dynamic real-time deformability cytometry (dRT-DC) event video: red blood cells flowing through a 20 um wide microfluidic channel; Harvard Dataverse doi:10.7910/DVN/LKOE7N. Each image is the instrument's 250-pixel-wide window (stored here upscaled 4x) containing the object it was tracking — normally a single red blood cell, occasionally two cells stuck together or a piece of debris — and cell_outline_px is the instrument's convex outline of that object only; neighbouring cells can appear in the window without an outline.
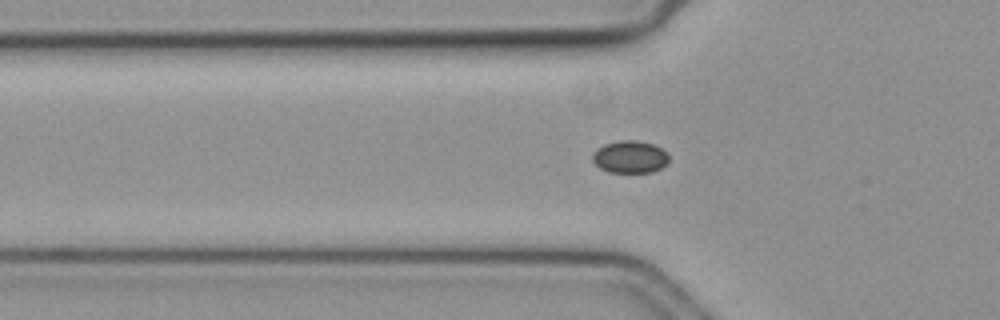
{"species": "common noctule bat (a hibernating species)", "species_latin": "Nyctalus noctula", "temperature_condition": "cold", "stored_images_in_passage": 43, "segment_of_instrument_passage": [1, 2], "camera_frame_rate_fps": 3000, "um_per_image_px": 0.085, "animal": {"sex": "female", "body_mass_g": 19.3, "forearm_length_mm": 54.1}, "frame": {"image": 1, "passage_image": 3, "time_ms": 0.667, "image_size_px": [1000, 320], "cell_outline_px": [[668, 164], [652, 172], [608, 172], [600, 168], [592, 160], [592, 152], [596, 148], [604, 144], [620, 140], [636, 140], [652, 144], [660, 148], [668, 156]], "centroid_in_image_um": [53.51, 13.33], "position_along_channel_um": 72.3, "area_um2": 14.39}}
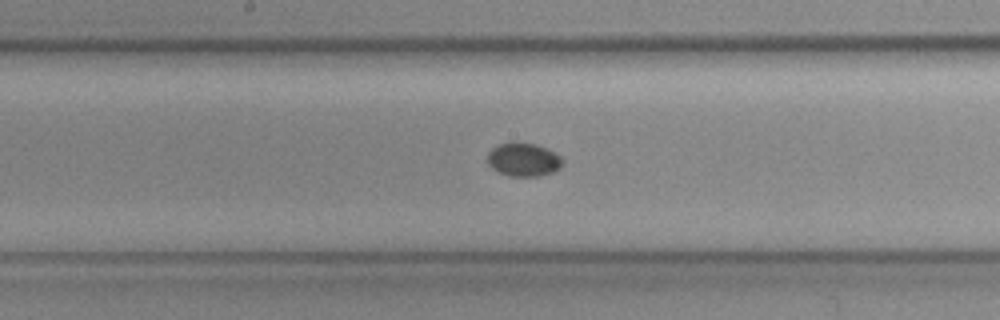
{"frame": {"image": 2, "passage_image": 14, "time_ms": 4.333, "image_size_px": [1000, 320], "cell_outline_px": [[560, 168], [552, 172], [540, 176], [508, 176], [496, 172], [488, 164], [488, 152], [492, 148], [500, 144], [536, 144], [560, 156]], "centroid_in_image_um": [44.44, 13.61], "position_along_channel_um": 203.8, "area_um2": 14.16}}
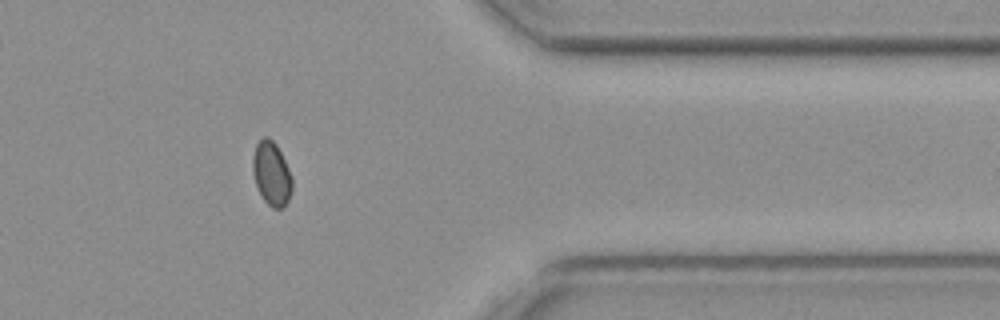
{"frame": {"image": 3, "passage_image": 31, "time_ms": 10.0, "image_size_px": [1000, 320], "cell_outline_px": [[292, 188], [288, 200], [284, 208], [272, 208], [264, 200], [256, 184], [252, 168], [252, 160], [256, 144], [264, 136], [268, 136], [276, 144], [292, 176]], "centroid_in_image_um": [23.08, 14.76], "position_along_channel_um": 388.3, "area_um2": 14.51}}